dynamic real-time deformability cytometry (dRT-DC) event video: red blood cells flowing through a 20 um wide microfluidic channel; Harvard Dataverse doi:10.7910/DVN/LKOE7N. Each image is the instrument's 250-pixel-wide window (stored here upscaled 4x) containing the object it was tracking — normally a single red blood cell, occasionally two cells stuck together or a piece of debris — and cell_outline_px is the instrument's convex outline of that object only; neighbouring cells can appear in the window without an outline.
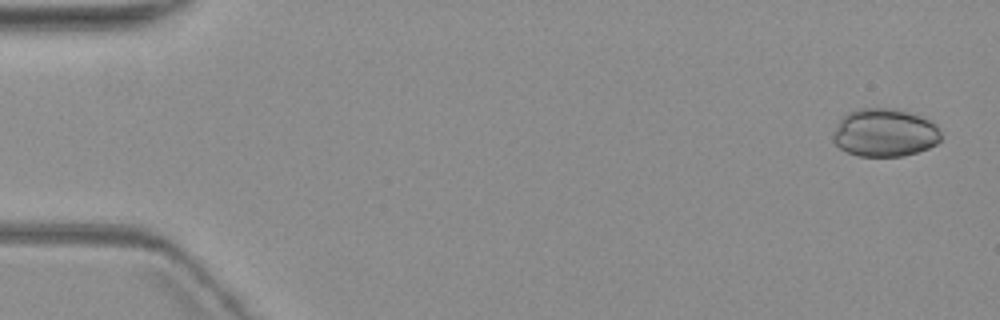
{"species": "common noctule bat (a hibernating species)", "species_latin": "Nyctalus noctula", "temperature_condition": "warm", "stored_images_in_passage": 5, "camera_frame_rate_fps": 3000, "um_per_image_px": 0.085, "animal": {"sex": "female", "body_mass_g": 19.3, "forearm_length_mm": 54.1}, "frame": {"image": 1, "passage_image": 1, "time_ms": 0.0, "image_size_px": [1000, 320], "cell_outline_px": [[940, 140], [936, 144], [928, 148], [904, 156], [856, 156], [840, 148], [832, 140], [832, 132], [840, 120], [848, 112], [860, 108], [896, 108], [932, 120], [936, 124], [940, 132]], "centroid_in_image_um": [75.19, 11.27], "position_along_channel_um": 9.8, "area_um2": 30.4}}